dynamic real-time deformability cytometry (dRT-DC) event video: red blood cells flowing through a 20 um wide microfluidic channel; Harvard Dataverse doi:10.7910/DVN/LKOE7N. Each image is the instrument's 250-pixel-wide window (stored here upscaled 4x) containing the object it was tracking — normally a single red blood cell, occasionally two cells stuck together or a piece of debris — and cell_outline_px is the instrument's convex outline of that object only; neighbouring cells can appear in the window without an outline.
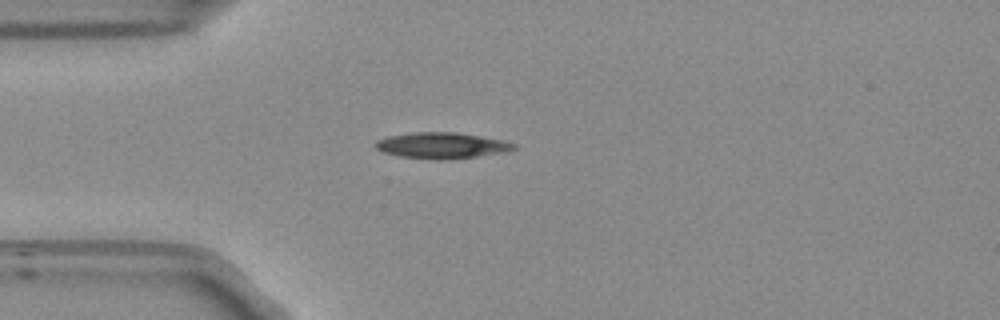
{"species": "Egyptian fruit bat (a non-hibernating species)", "species_latin": "Rousettus aegyptiacus", "temperature_condition": "room temperature", "stored_images_in_passage": 35, "camera_frame_rate_fps": 3000, "um_per_image_px": 0.085, "frame": {"image": 1, "passage_image": 1, "time_ms": 0.0, "image_size_px": [1000, 320], "cell_outline_px": [[516, 148], [508, 152], [448, 160], [400, 156], [384, 152], [376, 148], [376, 140], [388, 136], [412, 132], [456, 132], [504, 140], [516, 144]], "centroid_in_image_um": [37.6, 12.36], "position_along_channel_um": 47.4, "area_um2": 20.92}}
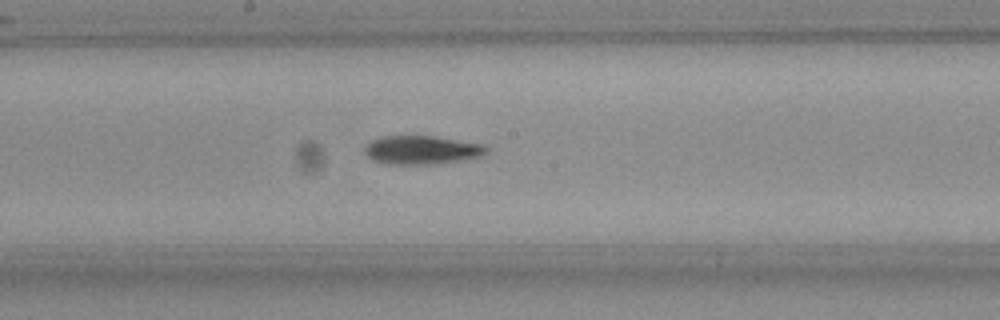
{"frame": {"image": 2, "passage_image": 15, "time_ms": 4.667, "image_size_px": [1000, 320], "cell_outline_px": [[488, 152], [480, 156], [456, 160], [428, 164], [388, 164], [372, 160], [364, 152], [364, 148], [372, 140], [380, 136], [432, 136], [484, 144], [488, 148]], "centroid_in_image_um": [35.81, 12.74], "position_along_channel_um": 212.4, "area_um2": 20.0}}
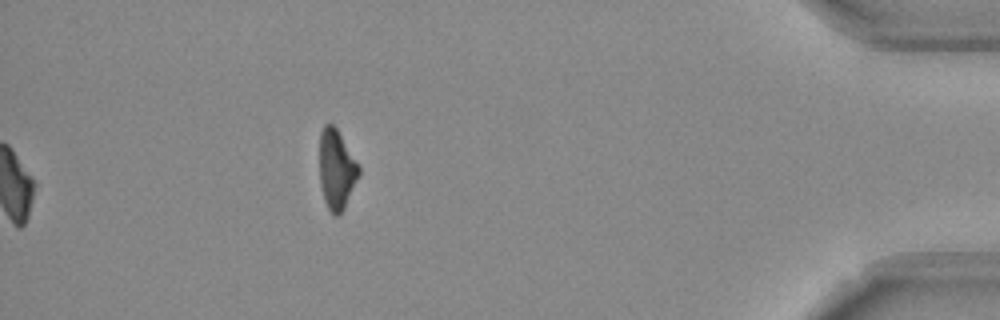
{"frame": {"image": 3, "passage_image": 35, "time_ms": 11.333, "image_size_px": [1000, 320], "cell_outline_px": [[360, 176], [344, 208], [336, 216], [332, 216], [324, 200], [320, 184], [320, 132], [324, 124], [332, 124], [336, 128], [360, 168]], "centroid_in_image_um": [28.6, 14.43], "position_along_channel_um": 406.6, "area_um2": 18.09}, "authors_computed_cell_mechanics": {"area_um2": 19.8832, "velocity_mm_per_s": 3.768, "shape_relaxation_time_tau1_ms": 4.8817, "shape_relaxation_time_tau2_ms": null, "deformation_change_tau1": 0.1698, "deformation_change_tau2": null}}